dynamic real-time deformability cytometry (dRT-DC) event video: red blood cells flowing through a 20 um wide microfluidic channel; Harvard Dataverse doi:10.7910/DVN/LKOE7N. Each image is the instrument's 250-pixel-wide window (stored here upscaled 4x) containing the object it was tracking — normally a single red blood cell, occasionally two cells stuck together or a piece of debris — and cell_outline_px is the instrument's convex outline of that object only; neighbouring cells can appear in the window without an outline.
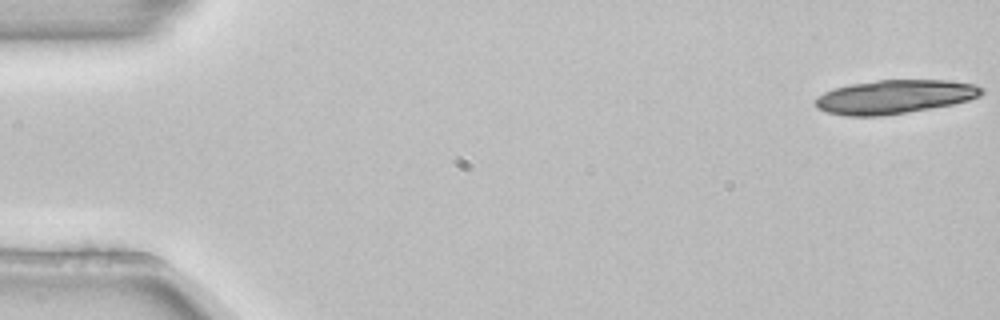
{"species": "common noctule bat (a hibernating species)", "species_latin": "Nyctalus noctula", "temperature_condition": "room temperature", "stored_images_in_passage": 5, "camera_frame_rate_fps": 3000, "um_per_image_px": 0.085, "animal": {"sex": "female", "body_mass_g": 22.7, "forearm_length_mm": 54.2}, "frame": {"image": 1, "passage_image": 1, "time_ms": 0.0, "image_size_px": [1000, 320], "cell_outline_px": [[984, 92], [980, 96], [968, 100], [952, 104], [932, 108], [880, 116], [844, 116], [824, 112], [816, 108], [816, 96], [832, 88], [848, 84], [876, 80], [948, 80], [976, 84], [984, 88]], "centroid_in_image_um": [76.01, 8.22], "position_along_channel_um": 9.0, "area_um2": 33.06}}